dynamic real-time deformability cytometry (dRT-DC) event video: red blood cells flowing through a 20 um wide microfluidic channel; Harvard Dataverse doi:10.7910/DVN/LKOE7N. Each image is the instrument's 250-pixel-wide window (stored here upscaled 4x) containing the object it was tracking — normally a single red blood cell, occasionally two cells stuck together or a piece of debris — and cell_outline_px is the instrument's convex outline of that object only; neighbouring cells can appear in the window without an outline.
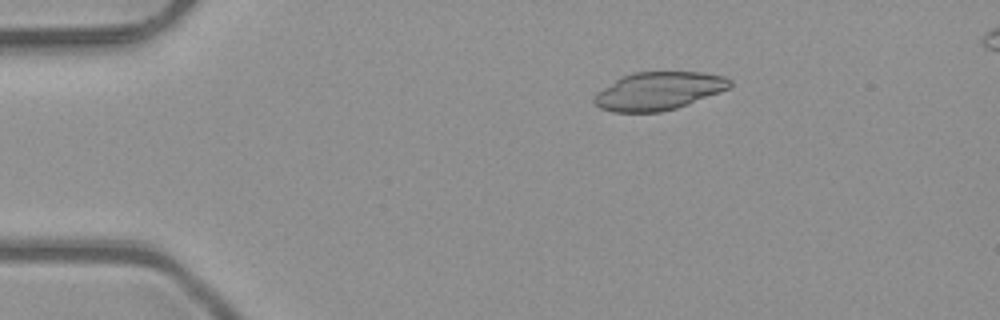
{"species": "common noctule bat (a hibernating species)", "species_latin": "Nyctalus noctula", "temperature_condition": "room temperature", "stored_images_in_passage": 3, "camera_frame_rate_fps": 3000, "um_per_image_px": 0.085, "animal": {"sex": "male", "body_mass_g": 23.1, "forearm_length_mm": 52.7}, "frame": {"image": 1, "passage_image": 1, "time_ms": 0.0, "image_size_px": [1000, 320], "cell_outline_px": [[732, 84], [728, 88], [720, 92], [688, 104], [676, 108], [660, 112], [612, 112], [600, 108], [592, 100], [596, 92], [616, 80], [632, 72], [700, 72], [724, 76], [732, 80]], "centroid_in_image_um": [55.97, 7.74], "position_along_channel_um": 29.0, "area_um2": 29.94}}